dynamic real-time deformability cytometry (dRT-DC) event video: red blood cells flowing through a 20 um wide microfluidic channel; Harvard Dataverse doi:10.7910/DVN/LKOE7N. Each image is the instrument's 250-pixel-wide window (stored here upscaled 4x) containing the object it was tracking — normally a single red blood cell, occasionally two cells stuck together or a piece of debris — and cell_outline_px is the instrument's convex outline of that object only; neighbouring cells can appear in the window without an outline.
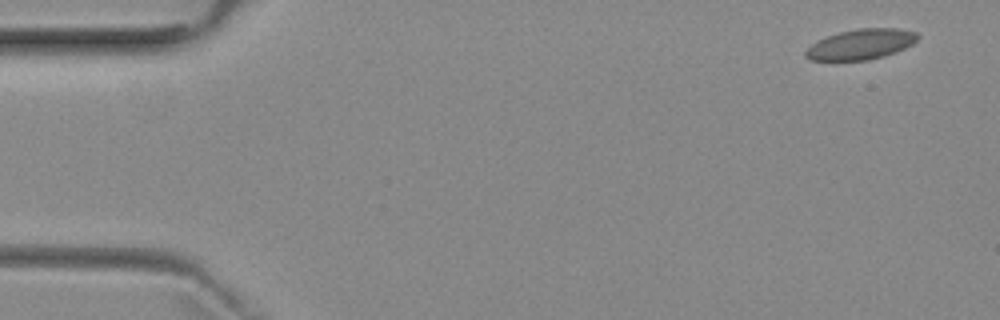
{"species": "common noctule bat (a hibernating species)", "species_latin": "Nyctalus noctula", "temperature_condition": "room temperature", "stored_images_in_passage": 6, "camera_frame_rate_fps": 3000, "um_per_image_px": 0.085, "animal": {"sex": "female", "body_mass_g": 29.2, "forearm_length_mm": 56.3}, "frame": {"image": 1, "passage_image": 1, "time_ms": 0.0, "image_size_px": [1000, 320], "cell_outline_px": [[920, 36], [912, 44], [896, 52], [884, 56], [868, 60], [808, 60], [804, 56], [804, 52], [816, 40], [840, 32], [856, 28], [900, 28], [916, 32]], "centroid_in_image_um": [73.17, 3.76], "position_along_channel_um": 11.8, "area_um2": 19.88}}
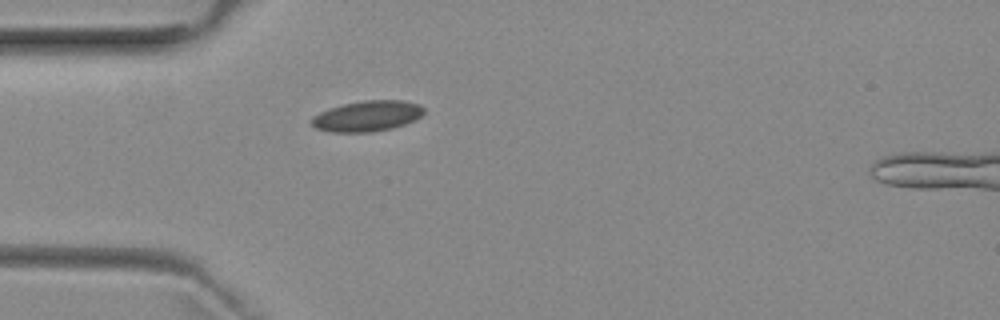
{"frame": {"image": 2, "passage_image": 5, "time_ms": 4.333, "image_size_px": [1000, 320], "cell_outline_px": [[424, 112], [416, 120], [392, 128], [372, 132], [332, 132], [316, 128], [312, 124], [312, 116], [328, 108], [344, 104], [364, 100], [404, 100], [420, 104], [424, 108]], "centroid_in_image_um": [31.24, 9.86], "position_along_channel_um": 53.8, "area_um2": 20.11}}